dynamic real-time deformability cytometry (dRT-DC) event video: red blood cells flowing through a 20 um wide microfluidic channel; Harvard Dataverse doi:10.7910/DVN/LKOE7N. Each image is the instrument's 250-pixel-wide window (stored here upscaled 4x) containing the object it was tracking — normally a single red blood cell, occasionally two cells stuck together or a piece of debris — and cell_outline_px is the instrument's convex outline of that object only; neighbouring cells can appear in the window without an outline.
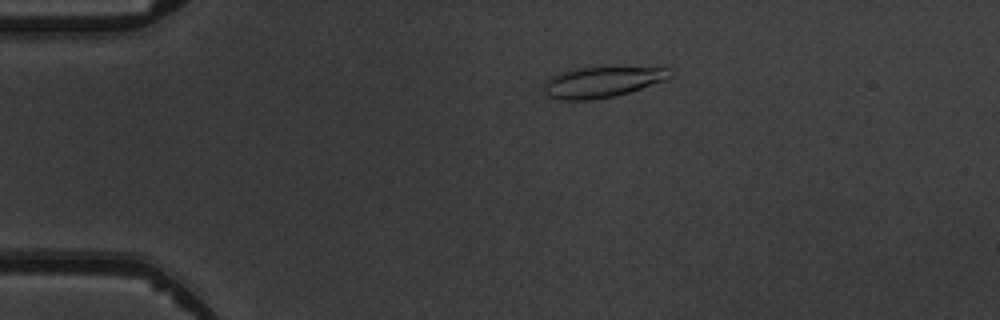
{"species": "common noctule bat (a hibernating species)", "species_latin": "Nyctalus noctula", "temperature_condition": "warm", "stored_images_in_passage": 6, "camera_frame_rate_fps": 3000, "um_per_image_px": 0.085, "animal": {"sex": "male", "body_mass_g": 19.5, "forearm_length_mm": 54.6}, "frame": {"image": 1, "passage_image": 2, "time_ms": 1.333, "image_size_px": [1000, 320], "cell_outline_px": [[672, 76], [664, 80], [616, 96], [592, 100], [560, 100], [544, 96], [544, 80], [552, 76], [564, 72], [580, 68], [668, 64]], "centroid_in_image_um": [51.27, 6.93], "position_along_channel_um": 33.7, "area_um2": 23.47}}
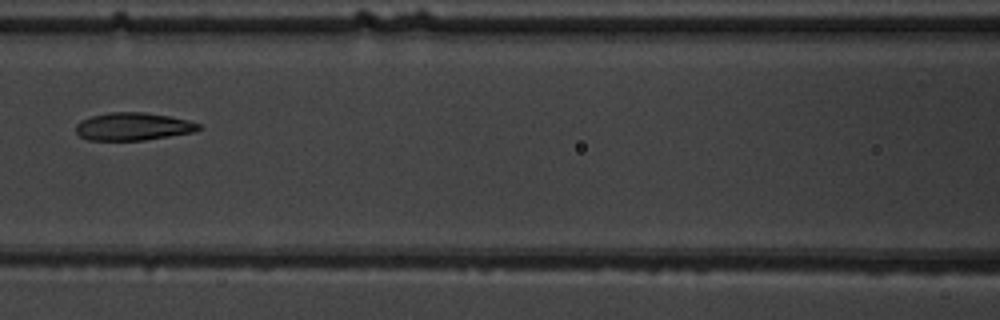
{"frame": {"image": 2, "passage_image": 6, "time_ms": 5.667, "image_size_px": [1000, 320], "cell_outline_px": [[204, 128], [196, 132], [144, 140], [88, 140], [80, 136], [76, 132], [76, 124], [80, 120], [92, 116], [108, 112], [144, 112], [168, 116], [188, 120], [200, 124]], "centroid_in_image_um": [11.34, 10.75], "position_along_channel_um": 155.3, "area_um2": 20.0}}